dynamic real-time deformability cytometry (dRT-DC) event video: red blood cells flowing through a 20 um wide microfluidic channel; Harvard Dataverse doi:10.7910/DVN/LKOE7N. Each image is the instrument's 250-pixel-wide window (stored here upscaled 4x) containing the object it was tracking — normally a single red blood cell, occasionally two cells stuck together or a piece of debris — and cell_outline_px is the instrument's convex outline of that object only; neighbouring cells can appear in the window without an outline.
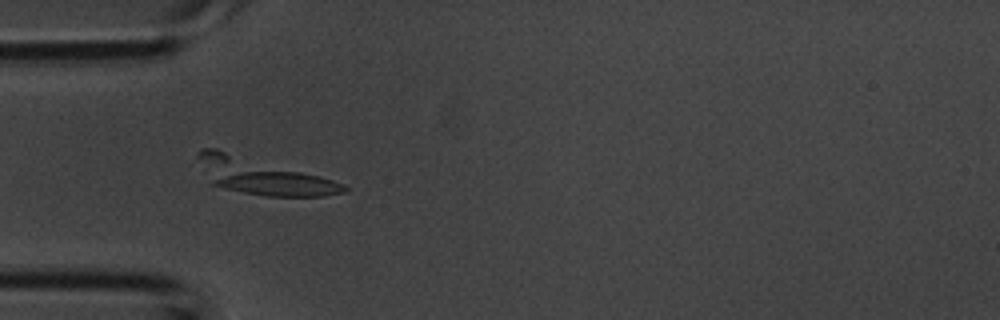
{"species": "common noctule bat (a hibernating species)", "species_latin": "Nyctalus noctula", "temperature_condition": "room temperature", "stored_images_in_passage": 4, "camera_frame_rate_fps": 3000, "um_per_image_px": 0.085, "animal": {"sex": "male", "body_mass_g": 20.1, "forearm_length_mm": 53.5}, "frame": {"image": 1, "passage_image": 4, "time_ms": 1.0, "image_size_px": [1000, 320], "cell_outline_px": [[348, 188], [344, 192], [324, 196], [264, 196], [244, 192], [212, 184], [196, 156], [196, 152], [200, 148], [216, 148], [320, 176], [344, 184]], "centroid_in_image_um": [22.31, 14.97], "position_along_channel_um": 62.7, "area_um2": 29.88}}